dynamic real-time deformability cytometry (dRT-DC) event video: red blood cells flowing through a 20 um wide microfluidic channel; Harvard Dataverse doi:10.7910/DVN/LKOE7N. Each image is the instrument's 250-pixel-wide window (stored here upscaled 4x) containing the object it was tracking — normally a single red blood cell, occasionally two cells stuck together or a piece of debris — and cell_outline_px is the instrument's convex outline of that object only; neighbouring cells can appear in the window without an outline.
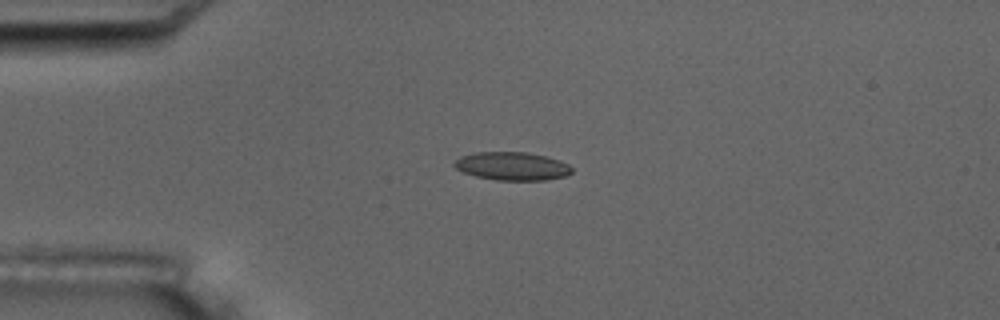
{"species": "common noctule bat (a hibernating species)", "species_latin": "Nyctalus noctula", "temperature_condition": "room temperature", "stored_images_in_passage": 6, "camera_frame_rate_fps": 3000, "um_per_image_px": 0.085, "animal": {"sex": "male", "body_mass_g": 17.5, "forearm_length_mm": 52.3}, "frame": {"image": 1, "passage_image": 4, "time_ms": 3.333, "image_size_px": [1000, 320], "cell_outline_px": [[572, 172], [568, 176], [548, 180], [496, 180], [476, 176], [464, 172], [456, 168], [452, 164], [460, 156], [476, 152], [524, 152], [544, 156], [560, 160], [568, 164], [572, 168]], "centroid_in_image_um": [43.55, 14.13], "position_along_channel_um": 41.4, "area_um2": 19.36}}